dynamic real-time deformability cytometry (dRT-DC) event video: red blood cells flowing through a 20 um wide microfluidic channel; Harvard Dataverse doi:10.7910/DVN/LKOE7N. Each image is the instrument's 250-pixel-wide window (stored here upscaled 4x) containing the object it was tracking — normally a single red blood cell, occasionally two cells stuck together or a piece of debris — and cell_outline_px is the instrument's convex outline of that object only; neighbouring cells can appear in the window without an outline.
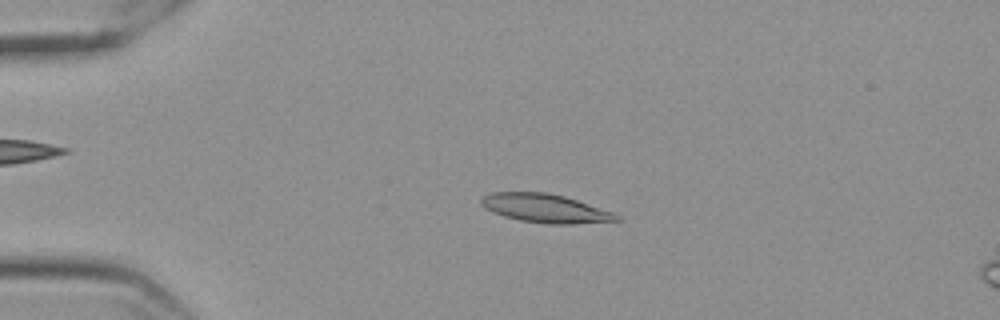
{"species": "Egyptian fruit bat (a non-hibernating species)", "species_latin": "Rousettus aegyptiacus", "temperature_condition": "cold", "stored_images_in_passage": 57, "camera_frame_rate_fps": 3000, "um_per_image_px": 0.085, "frame": {"image": 1, "passage_image": 13, "time_ms": 4.0, "image_size_px": [1000, 320], "cell_outline_px": [[620, 220], [572, 224], [548, 224], [520, 220], [504, 216], [492, 212], [484, 208], [480, 204], [480, 200], [484, 196], [492, 192], [548, 192], [564, 196], [612, 212], [620, 216]], "centroid_in_image_um": [46.3, 17.7], "position_along_channel_um": 38.7, "area_um2": 22.43}}
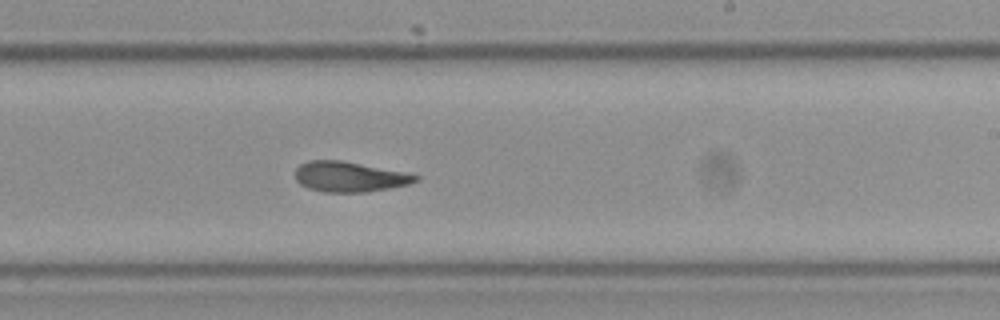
{"frame": {"image": 2, "passage_image": 35, "time_ms": 11.333, "image_size_px": [1000, 320], "cell_outline_px": [[420, 180], [408, 184], [388, 188], [364, 192], [324, 192], [308, 188], [300, 184], [296, 180], [296, 168], [300, 164], [308, 160], [340, 160], [404, 172], [420, 176]], "centroid_in_image_um": [29.68, 15.02], "position_along_channel_um": 259.3, "area_um2": 21.04}}
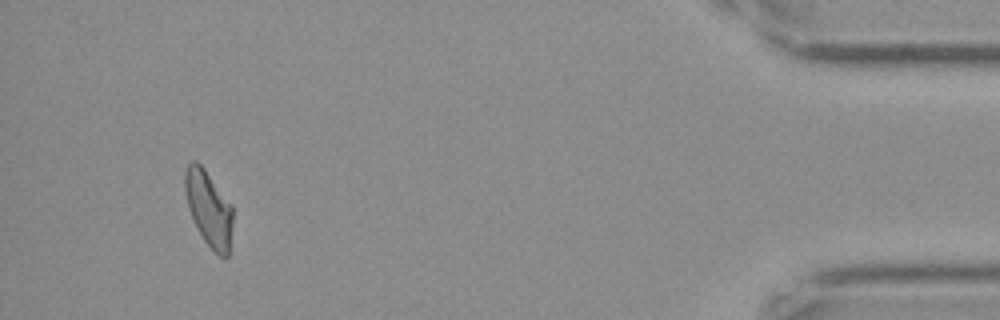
{"frame": {"image": 3, "passage_image": 54, "time_ms": 17.667, "image_size_px": [1000, 320], "cell_outline_px": [[232, 224], [228, 256], [220, 256], [204, 240], [188, 208], [184, 188], [184, 172], [188, 164], [192, 160], [196, 160], [204, 168], [232, 204]], "centroid_in_image_um": [17.73, 17.66], "position_along_channel_um": 417.5, "area_um2": 20.75}, "authors_computed_cell_mechanics": {"area_um2": 21.675, "velocity_mm_per_s": 3.5236, "shape_relaxation_time_tau1_ms": null, "shape_relaxation_time_tau2_ms": 3.2708, "deformation_change_tau1": null, "deformation_change_tau2": 0.1064}}